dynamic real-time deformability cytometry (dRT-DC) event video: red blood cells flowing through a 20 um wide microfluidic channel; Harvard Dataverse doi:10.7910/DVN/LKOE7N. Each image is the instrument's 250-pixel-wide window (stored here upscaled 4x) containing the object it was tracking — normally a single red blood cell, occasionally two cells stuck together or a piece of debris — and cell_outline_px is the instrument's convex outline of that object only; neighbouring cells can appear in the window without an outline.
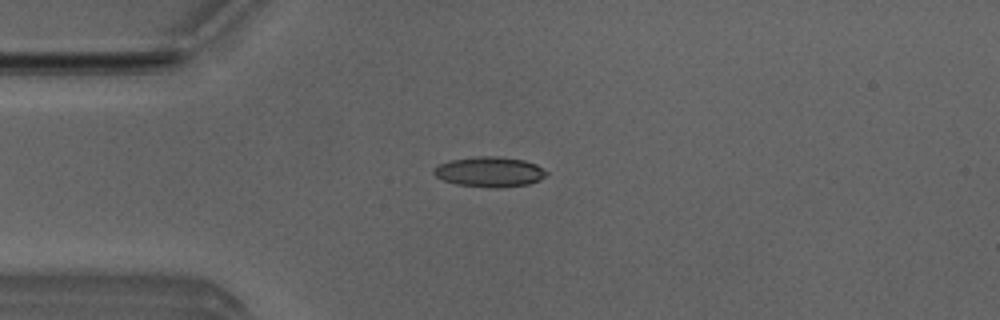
{"species": "Egyptian fruit bat (a non-hibernating species)", "species_latin": "Rousettus aegyptiacus", "temperature_condition": "room temperature", "stored_images_in_passage": 43, "camera_frame_rate_fps": 3000, "um_per_image_px": 0.085, "animal": {"sex": "male"}, "frame": {"image": 1, "passage_image": 12, "time_ms": 3.667, "image_size_px": [1000, 320], "cell_outline_px": [[548, 172], [540, 180], [528, 184], [500, 188], [492, 188], [456, 184], [444, 180], [436, 176], [432, 172], [432, 168], [440, 164], [452, 160], [476, 156], [500, 156], [524, 160], [536, 164]], "centroid_in_image_um": [41.61, 14.6], "position_along_channel_um": 43.4, "area_um2": 19.83}}
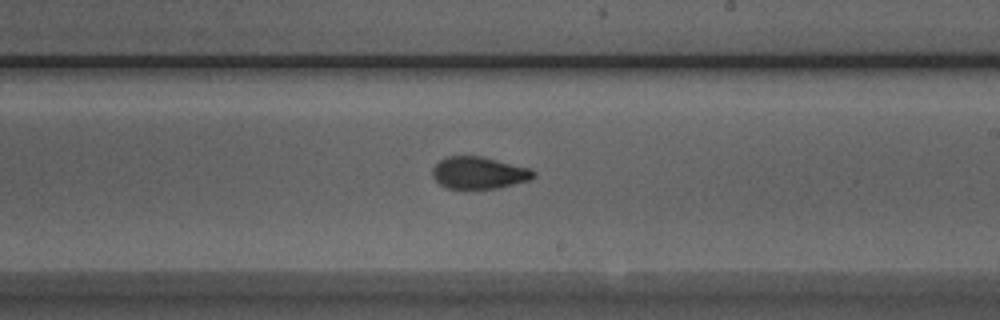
{"frame": {"image": 2, "passage_image": 29, "time_ms": 9.333, "image_size_px": [1000, 320], "cell_outline_px": [[536, 176], [532, 180], [500, 188], [448, 188], [440, 184], [432, 176], [432, 168], [440, 160], [448, 156], [484, 156], [532, 168], [536, 172]], "centroid_in_image_um": [40.78, 14.68], "position_along_channel_um": 248.2, "area_um2": 19.19}}
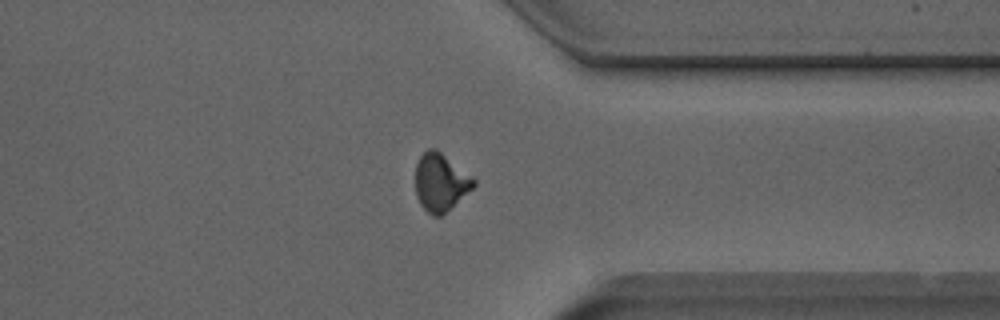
{"frame": {"image": 3, "passage_image": 39, "time_ms": 12.667, "image_size_px": [1000, 320], "cell_outline_px": [[476, 184], [472, 188], [440, 216], [432, 216], [420, 204], [416, 196], [416, 164], [420, 156], [428, 148], [436, 148], [476, 180]], "centroid_in_image_um": [37.42, 15.47], "position_along_channel_um": 374.0, "area_um2": 19.19}, "authors_computed_cell_mechanics": {"area_um2": 19.0162, "velocity_mm_per_s": 3.9341, "shape_relaxation_time_tau1_ms": 8.636, "shape_relaxation_time_tau2_ms": 1.6304, "deformation_change_tau1": 0.2189, "deformation_change_tau2": 0.0731}}